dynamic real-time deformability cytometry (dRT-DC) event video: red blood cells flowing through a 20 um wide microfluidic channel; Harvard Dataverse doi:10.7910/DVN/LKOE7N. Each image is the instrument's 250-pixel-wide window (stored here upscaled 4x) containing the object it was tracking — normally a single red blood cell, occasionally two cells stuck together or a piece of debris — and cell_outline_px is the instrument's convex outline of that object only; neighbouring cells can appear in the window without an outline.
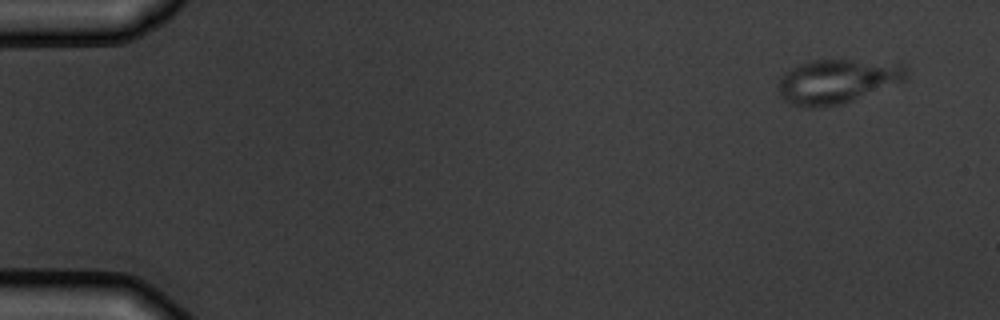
{"species": "common noctule bat (a hibernating species)", "species_latin": "Nyctalus noctula", "temperature_condition": "warm", "stored_images_in_passage": 5, "camera_frame_rate_fps": 3000, "um_per_image_px": 0.085, "animal": {"sex": "male", "body_mass_g": 19.5, "forearm_length_mm": 54.6}, "frame": {"image": 1, "passage_image": 1, "time_ms": 0.0, "image_size_px": [1000, 320], "cell_outline_px": [[908, 80], [844, 104], [828, 108], [804, 108], [788, 104], [780, 96], [776, 88], [780, 76], [784, 72], [800, 64], [812, 60], [900, 60], [908, 64]], "centroid_in_image_um": [71.25, 6.91], "position_along_channel_um": 13.7, "area_um2": 34.74}}